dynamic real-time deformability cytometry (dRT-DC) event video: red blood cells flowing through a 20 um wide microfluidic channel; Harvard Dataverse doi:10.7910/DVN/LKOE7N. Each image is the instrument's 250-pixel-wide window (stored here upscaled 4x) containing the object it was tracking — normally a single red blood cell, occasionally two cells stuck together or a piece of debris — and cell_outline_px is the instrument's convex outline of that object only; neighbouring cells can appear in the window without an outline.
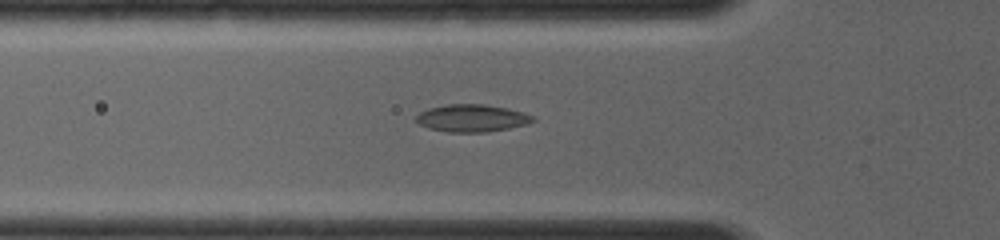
{"species": "common noctule bat (a hibernating species)", "species_latin": "Nyctalus noctula", "temperature_condition": "room temperature", "stored_images_in_passage": 25, "camera_frame_rate_fps": 4000, "um_per_image_px": 0.085, "animal": {"sex": "female", "body_mass_g": 19.0, "forearm_length_mm": 56.7}, "frame": {"image": 1, "passage_image": 5, "time_ms": 2.25, "image_size_px": [1000, 240], "cell_outline_px": [[536, 120], [524, 124], [508, 128], [488, 132], [448, 132], [428, 128], [420, 124], [416, 120], [416, 116], [420, 112], [428, 108], [448, 104], [484, 104], [508, 108], [524, 112], [532, 116]], "centroid_in_image_um": [40.1, 10.03], "position_along_channel_um": 85.7, "area_um2": 18.55}}
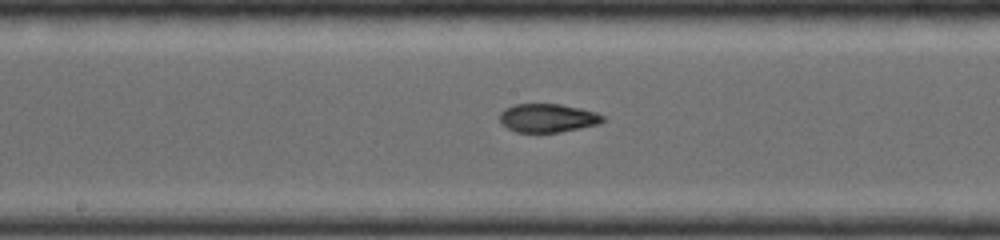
{"frame": {"image": 2, "passage_image": 10, "time_ms": 4.75, "image_size_px": [1000, 240], "cell_outline_px": [[604, 120], [600, 124], [560, 132], [516, 132], [500, 124], [500, 112], [504, 108], [516, 104], [560, 104], [580, 108], [596, 112], [604, 116]], "centroid_in_image_um": [46.54, 10.03], "position_along_channel_um": 201.7, "area_um2": 17.22}}
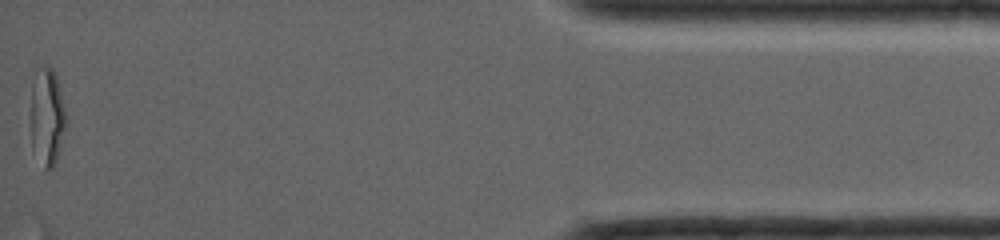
{"frame": {"image": 3, "passage_image": 25, "time_ms": 11.25, "image_size_px": [1000, 240], "cell_outline_px": [[64, 128], [56, 160], [52, 168], [44, 168], [32, 144], [32, 68], [48, 64], [52, 68], [56, 76], [64, 108]], "centroid_in_image_um": [3.97, 9.77], "position_along_channel_um": 431.2, "area_um2": 19.36}}